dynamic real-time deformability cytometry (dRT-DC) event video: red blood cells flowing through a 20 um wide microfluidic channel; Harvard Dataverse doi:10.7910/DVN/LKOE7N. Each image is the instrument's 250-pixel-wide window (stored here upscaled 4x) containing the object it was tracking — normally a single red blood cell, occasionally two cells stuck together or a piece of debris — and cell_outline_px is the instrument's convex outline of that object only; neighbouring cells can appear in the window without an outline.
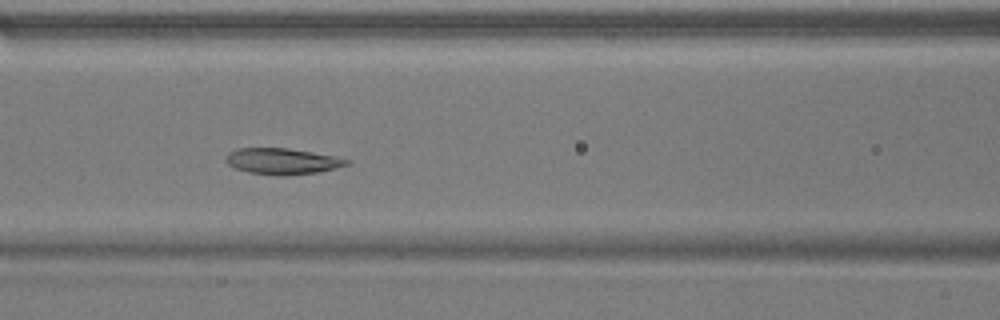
{"species": "common noctule bat (a hibernating species)", "species_latin": "Nyctalus noctula", "temperature_condition": "warm", "stored_images_in_passage": 38, "camera_frame_rate_fps": 3000, "um_per_image_px": 0.085, "animal": {"sex": "male", "body_mass_g": 17.9}, "frame": {"image": 1, "passage_image": 8, "time_ms": 2.333, "image_size_px": [1000, 320], "cell_outline_px": [[352, 160], [348, 164], [336, 168], [316, 172], [284, 176], [280, 176], [248, 172], [236, 168], [228, 164], [224, 160], [228, 152], [236, 148], [288, 148], [336, 156]], "centroid_in_image_um": [23.98, 13.7], "position_along_channel_um": 142.6, "area_um2": 18.44}}
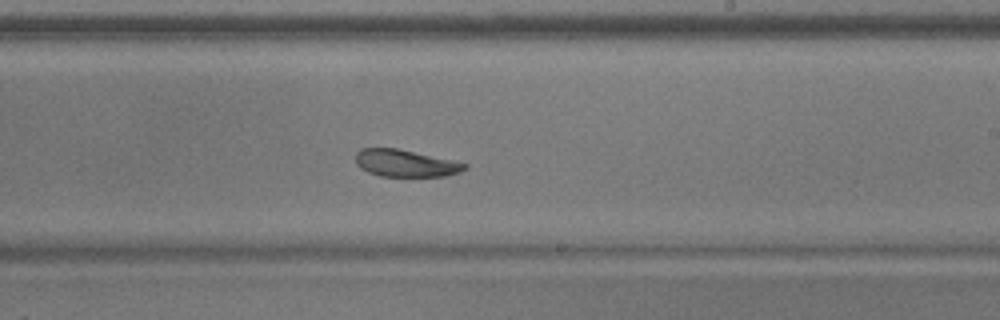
{"frame": {"image": 2, "passage_image": 17, "time_ms": 5.333, "image_size_px": [1000, 320], "cell_outline_px": [[468, 168], [460, 172], [444, 176], [380, 176], [368, 172], [360, 168], [356, 164], [356, 152], [360, 148], [396, 148], [452, 160], [468, 164]], "centroid_in_image_um": [34.45, 13.87], "position_along_channel_um": 254.6, "area_um2": 17.17}}
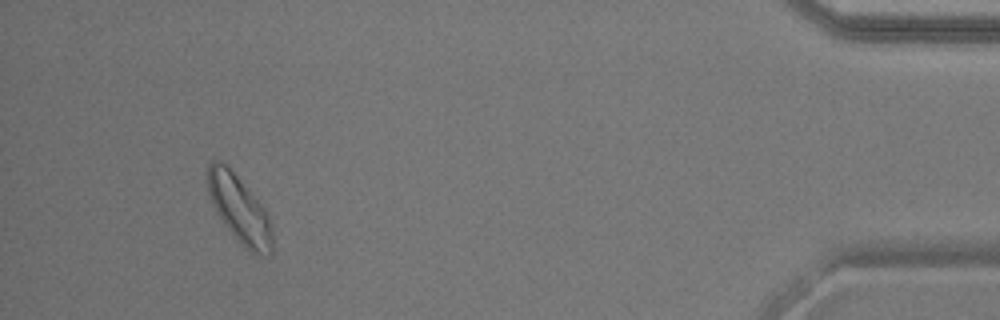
{"frame": {"image": 3, "passage_image": 35, "time_ms": 11.333, "image_size_px": [1000, 320], "cell_outline_px": [[272, 256], [264, 256], [248, 252], [240, 244], [224, 224], [216, 212], [208, 196], [208, 164], [212, 160], [224, 160], [228, 164], [268, 212], [272, 224]], "centroid_in_image_um": [20.36, 17.79], "position_along_channel_um": 414.8, "area_um2": 26.07}, "authors_computed_cell_mechanics": {"area_um2": 18.6694, "velocity_mm_per_s": 3.7412, "shape_relaxation_time_tau1_ms": 3.5218, "shape_relaxation_time_tau2_ms": 2.2959, "deformation_change_tau1": 0.1053, "deformation_change_tau2": 0.0717}}